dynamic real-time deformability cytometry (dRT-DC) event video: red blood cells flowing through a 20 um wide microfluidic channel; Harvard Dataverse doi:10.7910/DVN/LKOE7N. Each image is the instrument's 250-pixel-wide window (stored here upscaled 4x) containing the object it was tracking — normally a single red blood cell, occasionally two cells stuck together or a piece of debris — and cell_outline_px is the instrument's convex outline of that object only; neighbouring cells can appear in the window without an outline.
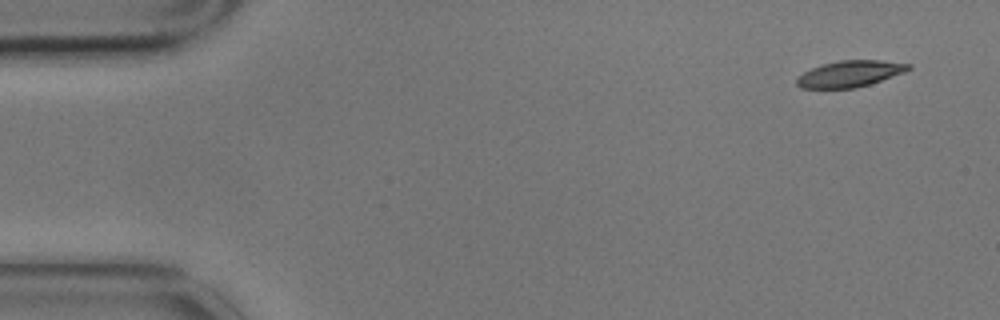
{"species": "common noctule bat (a hibernating species)", "species_latin": "Nyctalus noctula", "temperature_condition": "cold", "stored_images_in_passage": 9, "camera_frame_rate_fps": 3000, "um_per_image_px": 0.085, "animal": {"sex": "male", "body_mass_g": 17.9}, "frame": {"image": 1, "passage_image": 1, "time_ms": 0.0, "image_size_px": [1000, 320], "cell_outline_px": [[912, 68], [904, 72], [856, 88], [800, 88], [796, 84], [796, 76], [812, 68], [824, 64], [840, 60], [880, 60], [912, 64]], "centroid_in_image_um": [72.22, 6.27], "position_along_channel_um": 12.8, "area_um2": 16.99}}
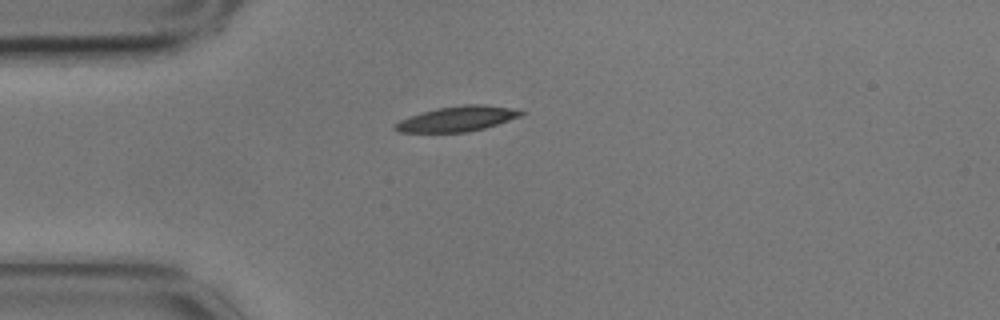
{"frame": {"image": 2, "passage_image": 4, "time_ms": 1.0, "image_size_px": [1000, 320], "cell_outline_px": [[524, 112], [520, 116], [484, 128], [468, 132], [396, 132], [392, 128], [392, 124], [400, 120], [436, 108], [464, 104], [484, 104], [512, 108]], "centroid_in_image_um": [38.82, 10.1], "position_along_channel_um": 46.2, "area_um2": 18.32}}